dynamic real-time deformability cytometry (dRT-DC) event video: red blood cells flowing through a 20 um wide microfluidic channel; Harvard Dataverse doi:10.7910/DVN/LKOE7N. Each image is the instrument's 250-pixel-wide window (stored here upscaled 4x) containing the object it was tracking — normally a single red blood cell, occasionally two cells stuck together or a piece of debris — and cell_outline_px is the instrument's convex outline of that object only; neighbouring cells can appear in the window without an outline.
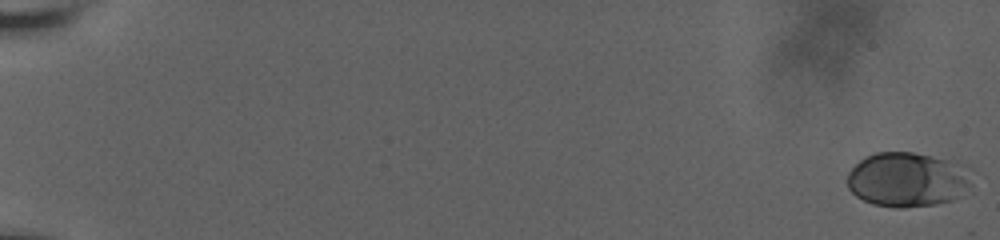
{"species": "human", "species_latin": "Homo sapiens", "temperature_condition": "room temperature", "stored_images_in_passage": 61, "camera_frame_rate_fps": 3000, "um_per_image_px": 0.085, "donor": {"sex": "male"}, "frame": {"image": 1, "passage_image": 1, "time_ms": 0.0, "image_size_px": [1000, 240], "cell_outline_px": [[972, 184], [960, 196], [952, 200], [932, 204], [900, 208], [896, 208], [872, 204], [856, 196], [848, 188], [848, 172], [864, 156], [876, 152], [912, 152], [968, 164], [972, 168]], "centroid_in_image_um": [77.19, 15.25], "position_along_channel_um": 7.8, "area_um2": 40.11}}
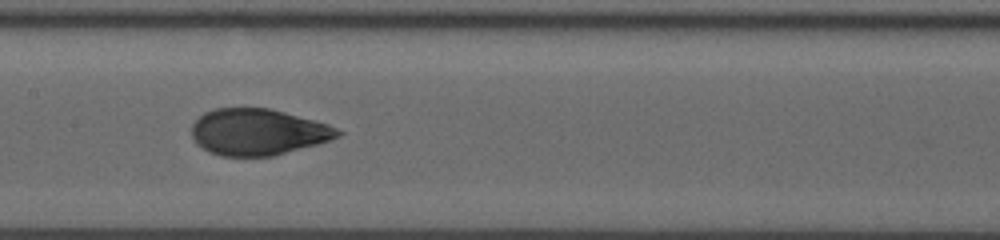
{"frame": {"image": 2, "passage_image": 34, "time_ms": 11.0, "image_size_px": [1000, 240], "cell_outline_px": [[344, 132], [340, 136], [332, 140], [272, 156], [220, 156], [208, 152], [196, 144], [192, 136], [192, 124], [204, 112], [212, 108], [268, 108], [284, 112], [328, 124]], "centroid_in_image_um": [21.9, 11.22], "position_along_channel_um": 185.5, "area_um2": 39.54}}
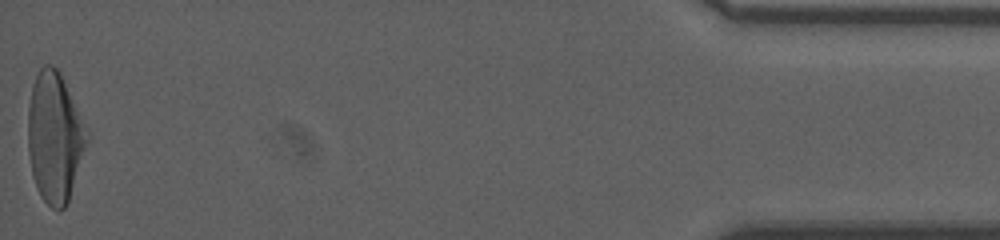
{"frame": {"image": 3, "passage_image": 61, "time_ms": 20.0, "image_size_px": [1000, 240], "cell_outline_px": [[92, 136], [68, 204], [64, 208], [52, 208], [40, 196], [36, 188], [32, 176], [28, 152], [28, 108], [32, 84], [40, 68], [44, 64], [52, 64], [60, 72]], "centroid_in_image_um": [4.69, 11.68], "position_along_channel_um": 430.5, "area_um2": 45.78}, "authors_computed_cell_mechanics": {"area_um2": 39.7086, "velocity_mm_per_s": 3.6557, "shape_relaxation_time_tau1_ms": 5.2166, "shape_relaxation_time_tau2_ms": null, "deformation_change_tau1": 0.1941, "deformation_change_tau2": null}}